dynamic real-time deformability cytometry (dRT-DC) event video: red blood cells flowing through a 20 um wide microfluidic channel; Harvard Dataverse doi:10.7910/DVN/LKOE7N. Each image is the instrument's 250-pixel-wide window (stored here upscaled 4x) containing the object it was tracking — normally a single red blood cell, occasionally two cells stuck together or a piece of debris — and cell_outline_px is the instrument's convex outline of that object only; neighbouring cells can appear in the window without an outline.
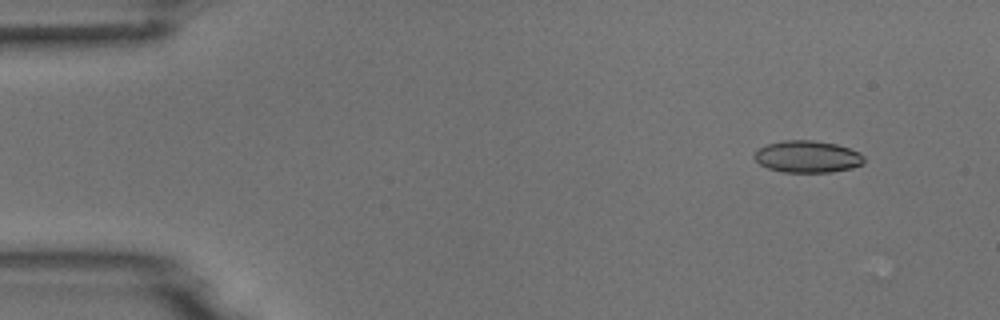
{"species": "common noctule bat (a hibernating species)", "species_latin": "Nyctalus noctula", "temperature_condition": "room temperature", "stored_images_in_passage": 4, "camera_frame_rate_fps": 3000, "um_per_image_px": 0.085, "animal": {"sex": "male", "body_mass_g": 18.8}, "frame": {"image": 1, "passage_image": 1, "time_ms": 0.0, "image_size_px": [1000, 320], "cell_outline_px": [[864, 164], [852, 168], [832, 172], [784, 172], [768, 168], [760, 164], [752, 156], [756, 148], [768, 144], [784, 140], [812, 140], [836, 144], [860, 152], [864, 156]], "centroid_in_image_um": [68.62, 13.31], "position_along_channel_um": 16.4, "area_um2": 20.58}}
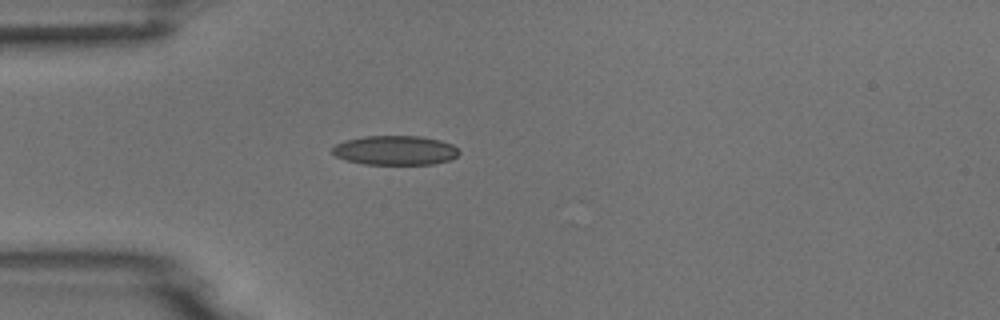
{"frame": {"image": 2, "passage_image": 4, "time_ms": 3.333, "image_size_px": [1000, 320], "cell_outline_px": [[460, 152], [452, 160], [432, 164], [364, 164], [344, 160], [336, 156], [332, 152], [332, 148], [336, 144], [344, 140], [364, 136], [420, 136], [440, 140], [452, 144]], "centroid_in_image_um": [33.58, 12.78], "position_along_channel_um": 51.4, "area_um2": 21.79}}